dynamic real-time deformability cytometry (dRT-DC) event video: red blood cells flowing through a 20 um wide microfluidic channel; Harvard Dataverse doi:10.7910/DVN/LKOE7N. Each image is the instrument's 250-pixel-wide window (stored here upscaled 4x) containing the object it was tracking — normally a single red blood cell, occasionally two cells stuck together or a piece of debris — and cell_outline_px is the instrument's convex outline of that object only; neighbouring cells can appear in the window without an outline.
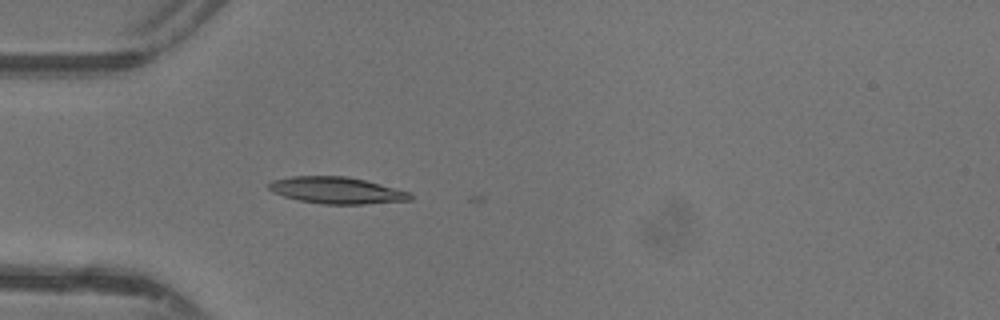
{"species": "common noctule bat (a hibernating species)", "species_latin": "Nyctalus noctula", "temperature_condition": "warm", "stored_images_in_passage": 4, "camera_frame_rate_fps": 3000, "um_per_image_px": 0.085, "animal": {"sex": "female"}, "frame": {"image": 1, "passage_image": 2, "time_ms": 0.333, "image_size_px": [1000, 320], "cell_outline_px": [[412, 200], [364, 204], [320, 204], [296, 200], [272, 192], [268, 188], [268, 184], [272, 180], [292, 176], [348, 176], [412, 192]], "centroid_in_image_um": [28.61, 16.18], "position_along_channel_um": 56.4, "area_um2": 22.14}}